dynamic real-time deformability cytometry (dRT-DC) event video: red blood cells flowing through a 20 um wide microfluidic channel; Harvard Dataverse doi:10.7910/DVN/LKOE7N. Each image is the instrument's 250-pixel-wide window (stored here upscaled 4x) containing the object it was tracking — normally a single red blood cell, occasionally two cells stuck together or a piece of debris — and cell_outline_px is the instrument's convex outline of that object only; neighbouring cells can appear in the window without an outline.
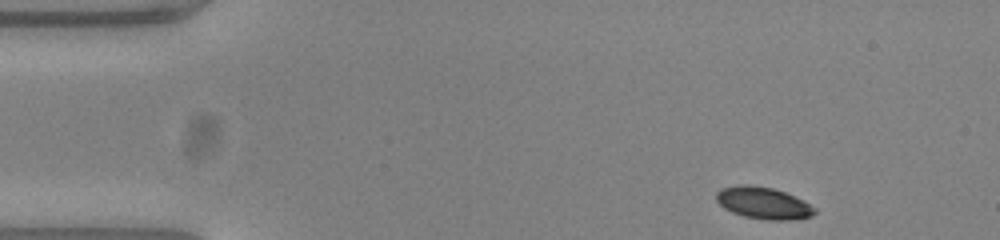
{"species": "common noctule bat (a hibernating species)", "species_latin": "Nyctalus noctula", "temperature_condition": "warm", "stored_images_in_passage": 49, "camera_frame_rate_fps": 3000, "um_per_image_px": 0.085, "animal": {"sex": "female", "body_mass_g": 23.0, "forearm_length_mm": 53.4}, "frame": {"image": 1, "passage_image": 1, "time_ms": 0.0, "image_size_px": [1000, 240], "cell_outline_px": [[816, 212], [812, 216], [788, 220], [768, 220], [744, 216], [732, 212], [724, 208], [716, 200], [716, 192], [720, 188], [740, 184], [748, 184], [772, 188], [784, 192], [804, 200], [816, 208]], "centroid_in_image_um": [64.88, 17.25], "position_along_channel_um": 20.1, "area_um2": 18.32}}
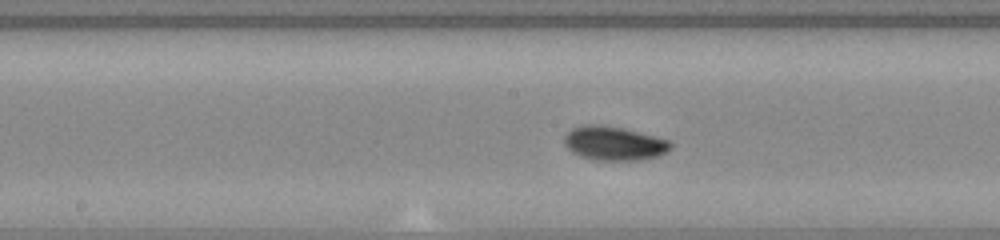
{"frame": {"image": 2, "passage_image": 22, "time_ms": 7.0, "image_size_px": [1000, 240], "cell_outline_px": [[672, 148], [668, 152], [660, 156], [640, 160], [592, 160], [580, 156], [572, 152], [564, 144], [564, 136], [572, 128], [584, 124], [600, 124], [624, 128], [656, 136], [668, 140], [672, 144]], "centroid_in_image_um": [52.21, 12.18], "position_along_channel_um": 196.0, "area_um2": 21.39}}
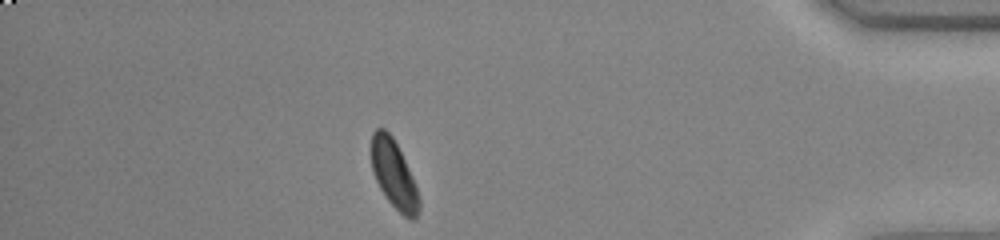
{"frame": {"image": 3, "passage_image": 42, "time_ms": 13.667, "image_size_px": [1000, 240], "cell_outline_px": [[420, 208], [416, 220], [408, 220], [388, 200], [380, 188], [372, 172], [372, 132], [376, 128], [384, 128], [392, 136], [416, 184], [420, 196]], "centroid_in_image_um": [33.5, 14.86], "position_along_channel_um": 401.7, "area_um2": 18.84}, "authors_computed_cell_mechanics": {"area_um2": 19.3052, "velocity_mm_per_s": 3.7689, "shape_relaxation_time_tau1_ms": 2.2004, "shape_relaxation_time_tau2_ms": null, "deformation_change_tau1": 0.0874, "deformation_change_tau2": null}}